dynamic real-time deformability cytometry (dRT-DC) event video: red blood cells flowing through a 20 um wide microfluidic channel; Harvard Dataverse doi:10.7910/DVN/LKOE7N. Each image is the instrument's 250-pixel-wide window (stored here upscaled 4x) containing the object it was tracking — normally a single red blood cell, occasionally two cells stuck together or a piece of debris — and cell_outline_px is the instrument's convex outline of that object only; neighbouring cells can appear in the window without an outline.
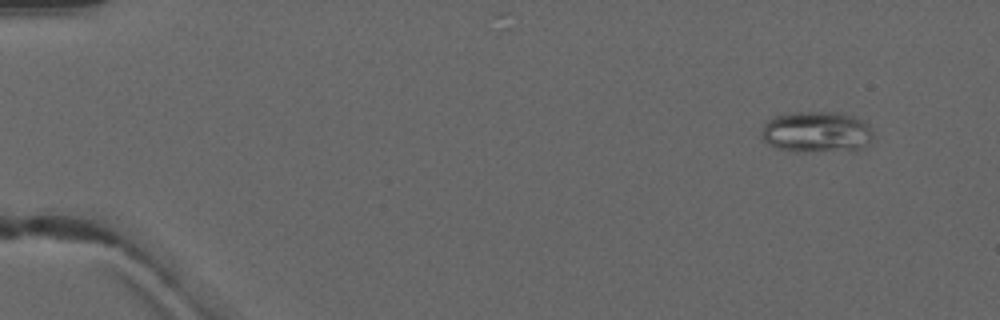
{"species": "common noctule bat (a hibernating species)", "species_latin": "Nyctalus noctula", "temperature_condition": "warm", "stored_images_in_passage": 4, "camera_frame_rate_fps": 3000, "um_per_image_px": 0.085, "animal": {"sex": "male", "forearm_length_mm": 52.5}, "frame": {"image": 1, "passage_image": 1, "time_ms": 0.0, "image_size_px": [1000, 320], "cell_outline_px": [[872, 140], [868, 144], [852, 152], [792, 152], [776, 148], [768, 144], [764, 140], [760, 132], [764, 124], [772, 116], [784, 112], [840, 112], [864, 120], [872, 128]], "centroid_in_image_um": [69.41, 11.24], "position_along_channel_um": 15.6, "area_um2": 27.8}}